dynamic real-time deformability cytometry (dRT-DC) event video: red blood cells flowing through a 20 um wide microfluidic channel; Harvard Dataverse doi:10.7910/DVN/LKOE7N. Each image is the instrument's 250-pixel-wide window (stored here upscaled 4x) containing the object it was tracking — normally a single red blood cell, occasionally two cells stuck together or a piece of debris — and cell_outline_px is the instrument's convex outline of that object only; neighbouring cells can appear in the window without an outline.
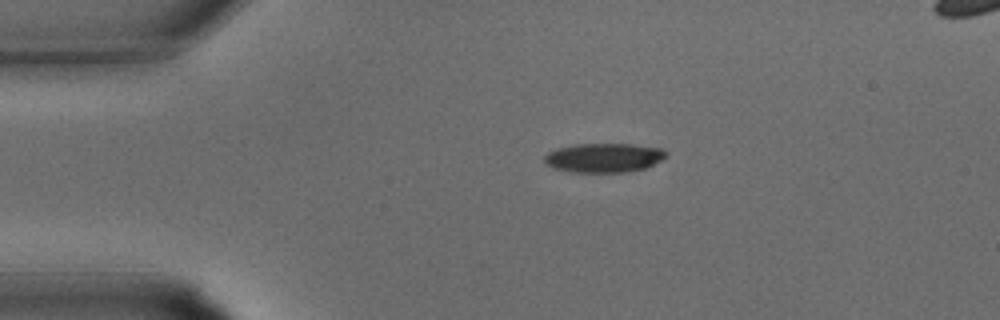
{"species": "common noctule bat (a hibernating species)", "species_latin": "Nyctalus noctula", "temperature_condition": "warm", "stored_images_in_passage": 28, "segment_of_instrument_passage": [1, 2], "camera_frame_rate_fps": 3000, "um_per_image_px": 0.085, "animal": {"sex": "male", "body_mass_g": 15.6}, "frame": {"image": 1, "passage_image": 1, "time_ms": 0.0, "image_size_px": [1000, 320], "cell_outline_px": [[668, 152], [660, 160], [648, 168], [628, 172], [568, 172], [552, 168], [544, 164], [544, 156], [548, 152], [556, 148], [572, 144], [632, 144], [664, 148]], "centroid_in_image_um": [51.3, 13.41], "position_along_channel_um": 33.7, "area_um2": 21.1}}
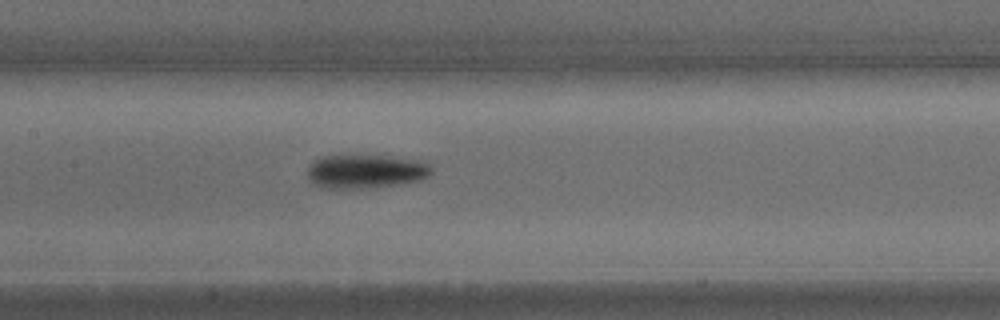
{"frame": {"image": 2, "passage_image": 10, "time_ms": 3.0, "image_size_px": [1000, 320], "cell_outline_px": [[432, 172], [424, 180], [396, 184], [360, 188], [320, 188], [308, 180], [308, 164], [312, 160], [320, 156], [384, 156], [424, 160], [432, 164]], "centroid_in_image_um": [31.09, 14.56], "position_along_channel_um": 176.3, "area_um2": 24.68}}
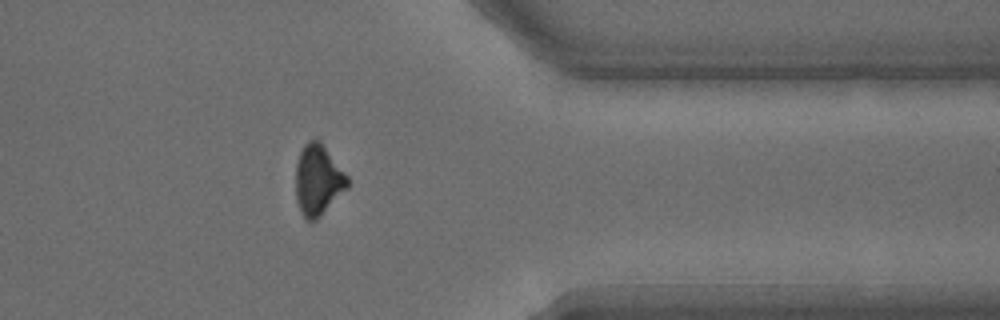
{"frame": {"image": 3, "passage_image": 21, "time_ms": 6.667, "image_size_px": [1000, 320], "cell_outline_px": [[348, 188], [316, 220], [304, 220], [300, 212], [296, 200], [296, 164], [300, 152], [304, 144], [308, 140], [320, 140], [348, 176]], "centroid_in_image_um": [27.02, 15.31], "position_along_channel_um": 384.4, "area_um2": 21.39}}